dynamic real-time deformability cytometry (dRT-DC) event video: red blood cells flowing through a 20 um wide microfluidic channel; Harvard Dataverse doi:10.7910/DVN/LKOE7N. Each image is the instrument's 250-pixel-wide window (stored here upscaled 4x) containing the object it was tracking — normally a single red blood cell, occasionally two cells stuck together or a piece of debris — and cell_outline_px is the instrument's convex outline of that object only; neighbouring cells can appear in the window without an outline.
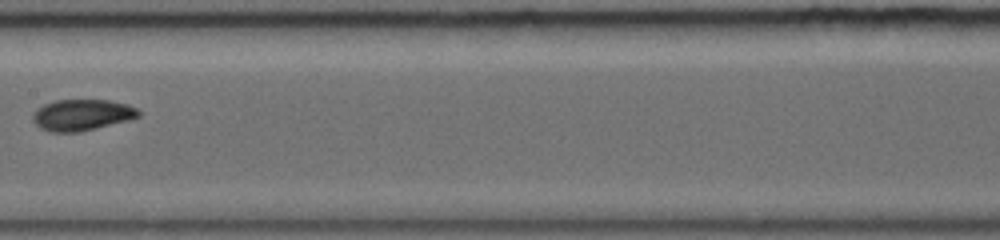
{"species": "common noctule bat (a hibernating species)", "species_latin": "Nyctalus noctula", "temperature_condition": "warm", "stored_images_in_passage": 8, "camera_frame_rate_fps": 5000, "um_per_image_px": 0.085, "animal": {"sex": "female", "body_mass_g": 19.0, "forearm_length_mm": 56.7}, "frame": {"image": 1, "passage_image": 6, "time_ms": 3.8, "image_size_px": [1000, 240], "cell_outline_px": [[140, 116], [128, 120], [80, 132], [52, 132], [40, 128], [32, 120], [32, 116], [44, 104], [56, 100], [108, 100], [128, 104], [136, 108], [140, 112]], "centroid_in_image_um": [6.98, 9.77], "position_along_channel_um": 200.4, "area_um2": 19.07}}